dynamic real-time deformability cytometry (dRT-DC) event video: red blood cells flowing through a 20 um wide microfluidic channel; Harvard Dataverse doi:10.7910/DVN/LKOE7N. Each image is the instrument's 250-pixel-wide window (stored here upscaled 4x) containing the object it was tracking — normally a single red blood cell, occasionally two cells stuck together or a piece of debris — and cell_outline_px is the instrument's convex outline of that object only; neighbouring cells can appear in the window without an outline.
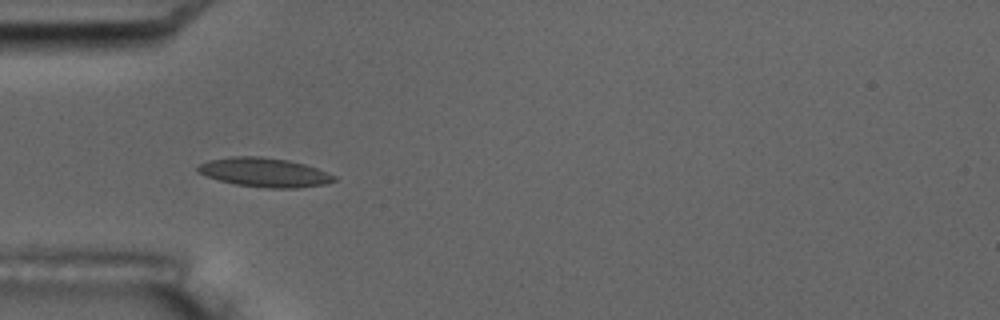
{"species": "common noctule bat (a hibernating species)", "species_latin": "Nyctalus noctula", "temperature_condition": "room temperature", "stored_images_in_passage": 6, "camera_frame_rate_fps": 3000, "um_per_image_px": 0.085, "animal": {"sex": "male", "body_mass_g": 17.5, "forearm_length_mm": 52.3}, "frame": {"image": 1, "passage_image": 5, "time_ms": 4.667, "image_size_px": [1000, 320], "cell_outline_px": [[336, 180], [328, 184], [296, 188], [268, 188], [236, 184], [220, 180], [196, 172], [196, 168], [200, 164], [208, 160], [232, 156], [260, 156], [288, 160], [304, 164], [316, 168], [336, 176]], "centroid_in_image_um": [22.48, 14.65], "position_along_channel_um": 62.5, "area_um2": 23.06}}